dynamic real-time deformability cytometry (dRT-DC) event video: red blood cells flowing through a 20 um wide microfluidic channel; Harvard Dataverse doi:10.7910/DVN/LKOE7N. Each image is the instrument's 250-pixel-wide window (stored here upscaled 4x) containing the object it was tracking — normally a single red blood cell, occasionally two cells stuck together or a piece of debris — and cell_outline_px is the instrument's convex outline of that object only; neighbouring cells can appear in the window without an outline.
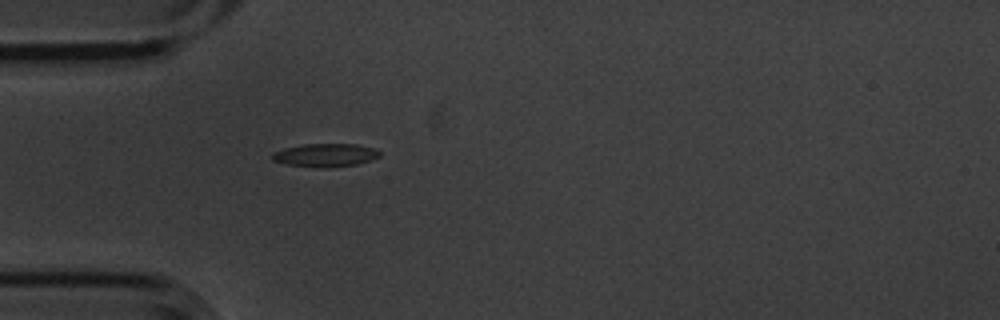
{"species": "common noctule bat (a hibernating species)", "species_latin": "Nyctalus noctula", "temperature_condition": "cold", "stored_images_in_passage": 1, "camera_frame_rate_fps": 3000, "um_per_image_px": 0.085, "animal": {"sex": "male", "body_mass_g": 20.1, "forearm_length_mm": 53.5}, "frame": {"image": 1, "passage_image": 1, "time_ms": 0.0, "image_size_px": [1000, 320], "cell_outline_px": [[380, 156], [356, 164], [288, 164], [272, 160], [272, 152], [284, 148], [304, 144], [356, 144], [376, 148], [380, 152]], "centroid_in_image_um": [27.67, 13.11], "position_along_channel_um": 57.3, "area_um2": 13.41}}